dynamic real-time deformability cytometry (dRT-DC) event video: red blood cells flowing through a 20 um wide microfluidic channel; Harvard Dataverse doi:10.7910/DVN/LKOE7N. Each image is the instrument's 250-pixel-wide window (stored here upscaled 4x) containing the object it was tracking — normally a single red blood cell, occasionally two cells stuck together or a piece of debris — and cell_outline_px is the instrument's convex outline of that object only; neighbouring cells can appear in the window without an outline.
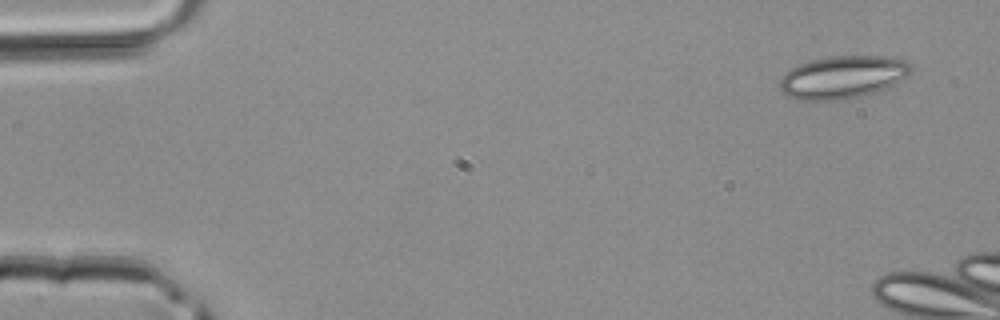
{"species": "common noctule bat (a hibernating species)", "species_latin": "Nyctalus noctula", "temperature_condition": "room temperature", "stored_images_in_passage": 2, "camera_frame_rate_fps": 3000, "um_per_image_px": 0.085, "animal": {"sex": "male", "body_mass_g": 20.4}, "frame": {"image": 1, "passage_image": 1, "time_ms": 0.0, "image_size_px": [1000, 320], "cell_outline_px": [[912, 72], [908, 76], [888, 88], [876, 92], [848, 100], [796, 100], [784, 96], [780, 88], [780, 80], [792, 68], [800, 64], [812, 60], [832, 56], [888, 56], [904, 60], [912, 64]], "centroid_in_image_um": [71.68, 6.58], "position_along_channel_um": 13.3, "area_um2": 33.0}}